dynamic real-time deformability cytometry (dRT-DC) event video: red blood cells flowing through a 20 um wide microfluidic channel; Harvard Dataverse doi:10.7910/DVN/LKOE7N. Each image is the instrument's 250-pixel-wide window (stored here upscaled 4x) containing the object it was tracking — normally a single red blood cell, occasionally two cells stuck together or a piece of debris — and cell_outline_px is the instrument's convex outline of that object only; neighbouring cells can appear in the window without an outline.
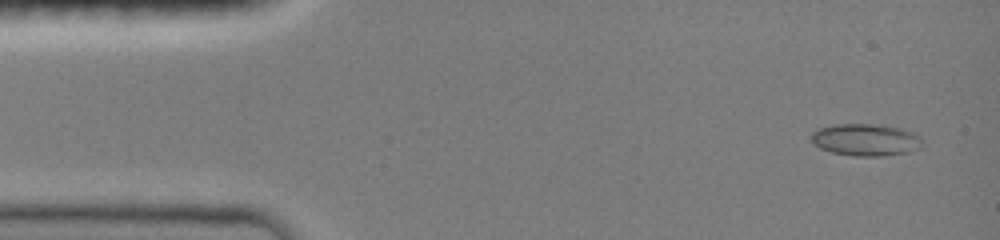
{"species": "common noctule bat (a hibernating species)", "species_latin": "Nyctalus noctula", "temperature_condition": "room temperature", "stored_images_in_passage": 21, "camera_frame_rate_fps": 3000, "um_per_image_px": 0.085, "animal": {"sex": "female", "body_mass_g": 19.0, "forearm_length_mm": 51.5}, "frame": {"image": 1, "passage_image": 1, "time_ms": 0.0, "image_size_px": [1000, 240], "cell_outline_px": [[924, 144], [920, 148], [908, 152], [880, 156], [852, 156], [832, 152], [820, 148], [812, 140], [812, 132], [816, 128], [832, 124], [872, 124], [900, 128], [912, 132], [920, 136]], "centroid_in_image_um": [73.59, 11.88], "position_along_channel_um": 11.4, "area_um2": 20.81}}
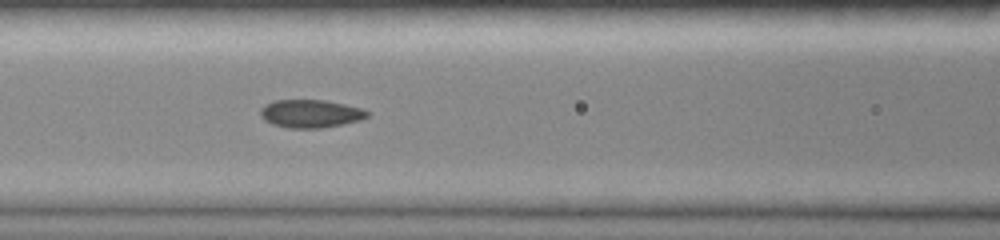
{"frame": {"image": 2, "passage_image": 10, "time_ms": 5.667, "image_size_px": [1000, 240], "cell_outline_px": [[368, 116], [360, 120], [320, 128], [288, 128], [272, 124], [264, 120], [260, 116], [260, 108], [264, 104], [272, 100], [324, 100], [364, 108], [368, 112]], "centroid_in_image_um": [26.35, 9.65], "position_along_channel_um": 140.3, "area_um2": 17.51}}
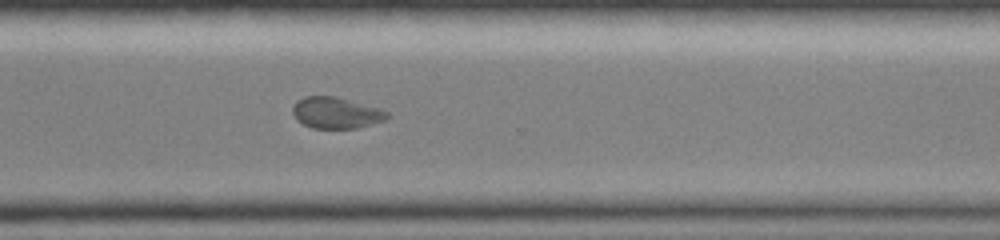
{"frame": {"image": 3, "passage_image": 21, "time_ms": 10.667, "image_size_px": [1000, 240], "cell_outline_px": [[392, 116], [384, 120], [372, 124], [356, 128], [312, 128], [296, 120], [292, 112], [292, 108], [296, 100], [304, 96], [336, 96], [380, 108], [388, 112]], "centroid_in_image_um": [28.56, 9.58], "position_along_channel_um": 342.0, "area_um2": 17.4}}